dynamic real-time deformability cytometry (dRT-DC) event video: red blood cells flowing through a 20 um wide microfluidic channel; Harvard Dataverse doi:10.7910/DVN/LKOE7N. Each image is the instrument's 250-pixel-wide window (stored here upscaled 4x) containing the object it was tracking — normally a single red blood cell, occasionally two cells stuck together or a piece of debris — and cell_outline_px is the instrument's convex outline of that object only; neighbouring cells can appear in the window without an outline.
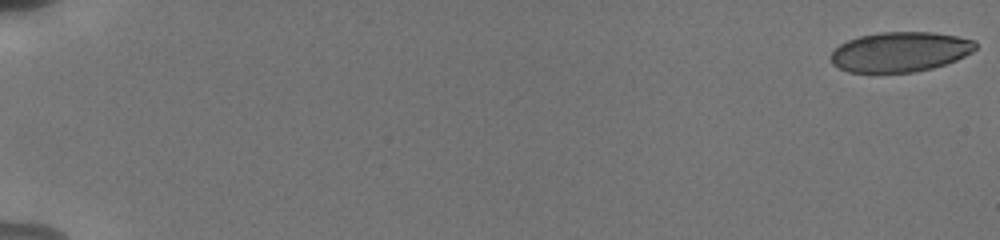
{"species": "human", "species_latin": "Homo sapiens", "temperature_condition": "cold", "stored_images_in_passage": 9, "camera_frame_rate_fps": 3000, "um_per_image_px": 0.085, "donor": {"sex": "male"}, "frame": {"image": 1, "passage_image": 1, "time_ms": 0.0, "image_size_px": [1000, 240], "cell_outline_px": [[976, 48], [972, 52], [956, 60], [932, 68], [912, 72], [848, 72], [832, 64], [828, 56], [840, 44], [848, 40], [860, 36], [880, 32], [932, 32], [956, 36], [976, 40]], "centroid_in_image_um": [76.49, 4.4], "position_along_channel_um": 8.5, "area_um2": 33.64}}